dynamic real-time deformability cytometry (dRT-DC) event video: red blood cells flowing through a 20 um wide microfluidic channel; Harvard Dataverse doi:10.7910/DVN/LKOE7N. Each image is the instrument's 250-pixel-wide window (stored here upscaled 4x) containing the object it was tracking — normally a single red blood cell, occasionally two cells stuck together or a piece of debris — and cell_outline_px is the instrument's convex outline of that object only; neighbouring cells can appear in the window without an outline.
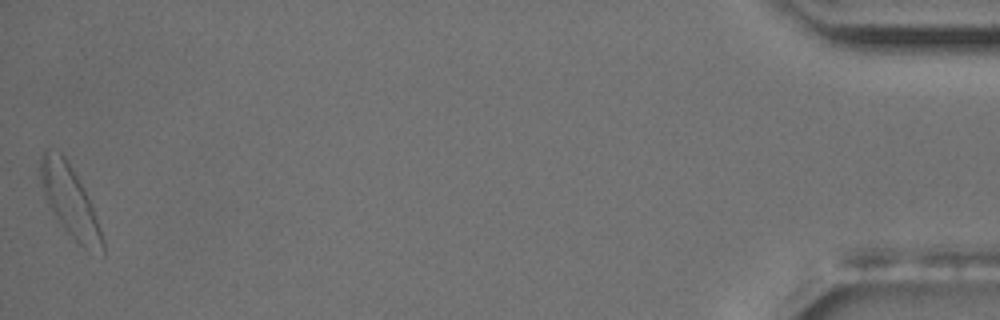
{"species": "common noctule bat (a hibernating species)", "species_latin": "Nyctalus noctula", "temperature_condition": "room temperature", "stored_images_in_passage": 56, "camera_frame_rate_fps": 3000, "um_per_image_px": 0.085, "animal": {"sex": "male", "body_mass_g": 17.5, "forearm_length_mm": 52.3}, "frame": {"image": 1, "passage_image": 56, "time_ms": 18.333, "image_size_px": [1000, 320], "cell_outline_px": [[104, 256], [84, 248], [64, 228], [52, 208], [44, 192], [40, 172], [40, 160], [44, 152], [60, 152], [64, 156], [76, 176], [92, 208], [100, 228], [104, 240]], "centroid_in_image_um": [5.98, 17.16], "position_along_channel_um": 429.2, "area_um2": 24.04}, "authors_computed_cell_mechanics": {"area_um2": 18.6116, "velocity_mm_per_s": 3.5813, "shape_relaxation_time_tau1_ms": 3.6837, "shape_relaxation_time_tau2_ms": null, "deformation_change_tau1": 0.1412, "deformation_change_tau2": null}}